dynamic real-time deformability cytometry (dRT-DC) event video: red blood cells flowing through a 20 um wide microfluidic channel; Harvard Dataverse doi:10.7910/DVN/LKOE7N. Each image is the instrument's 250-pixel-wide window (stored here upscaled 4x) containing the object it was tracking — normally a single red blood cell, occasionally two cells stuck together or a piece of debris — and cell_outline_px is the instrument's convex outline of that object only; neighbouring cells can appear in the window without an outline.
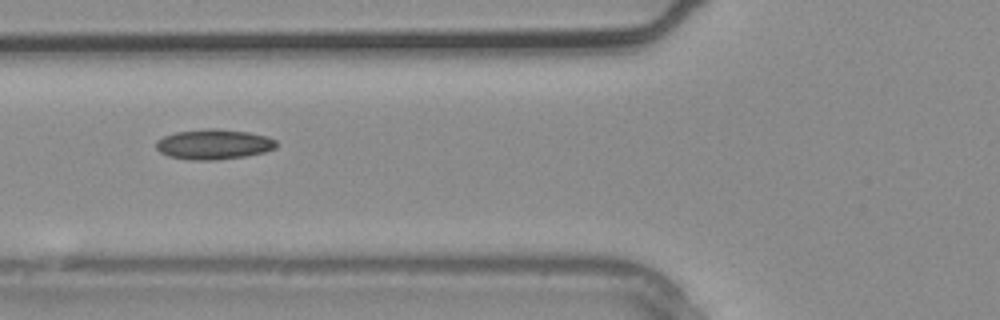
{"species": "common noctule bat (a hibernating species)", "species_latin": "Nyctalus noctula", "temperature_condition": "warm", "stored_images_in_passage": 3, "camera_frame_rate_fps": 3000, "um_per_image_px": 0.085, "animal": {"sex": "male", "body_mass_g": 20.4}, "frame": {"image": 1, "passage_image": 3, "time_ms": 0.667, "image_size_px": [1000, 320], "cell_outline_px": [[276, 148], [264, 152], [248, 156], [216, 160], [188, 160], [168, 156], [160, 152], [156, 148], [156, 140], [164, 136], [176, 132], [208, 128], [216, 128], [248, 132], [268, 136], [276, 140]], "centroid_in_image_um": [18.17, 12.27], "position_along_channel_um": 107.6, "area_um2": 21.33}}